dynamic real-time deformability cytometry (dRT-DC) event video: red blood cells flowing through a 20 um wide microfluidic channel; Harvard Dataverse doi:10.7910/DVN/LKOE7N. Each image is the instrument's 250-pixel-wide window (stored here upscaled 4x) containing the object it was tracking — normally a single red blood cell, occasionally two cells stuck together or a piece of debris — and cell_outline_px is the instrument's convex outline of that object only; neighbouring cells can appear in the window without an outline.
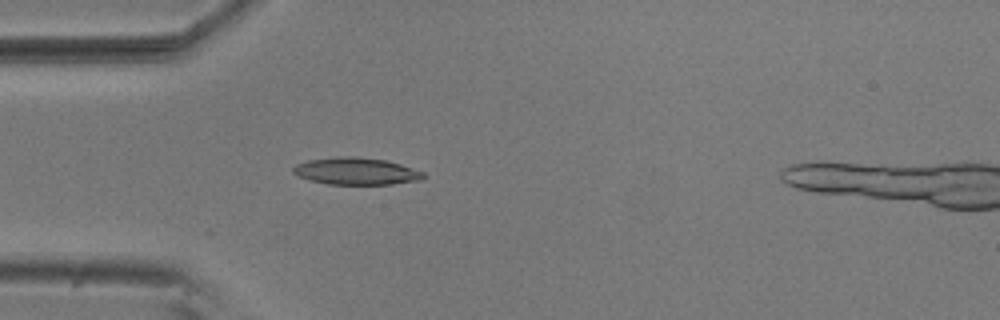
{"species": "common noctule bat (a hibernating species)", "species_latin": "Nyctalus noctula", "temperature_condition": "room temperature", "stored_images_in_passage": 6, "camera_frame_rate_fps": 3000, "um_per_image_px": 0.085, "animal": {"sex": "male", "body_mass_g": 20.5, "forearm_length_mm": 52.5}, "frame": {"image": 1, "passage_image": 5, "time_ms": 1.333, "image_size_px": [1000, 320], "cell_outline_px": [[428, 176], [420, 180], [392, 184], [328, 184], [312, 180], [300, 176], [292, 172], [292, 168], [296, 164], [308, 160], [336, 156], [352, 156], [384, 160], [400, 164], [424, 172]], "centroid_in_image_um": [30.29, 14.55], "position_along_channel_um": 54.7, "area_um2": 20.46}}